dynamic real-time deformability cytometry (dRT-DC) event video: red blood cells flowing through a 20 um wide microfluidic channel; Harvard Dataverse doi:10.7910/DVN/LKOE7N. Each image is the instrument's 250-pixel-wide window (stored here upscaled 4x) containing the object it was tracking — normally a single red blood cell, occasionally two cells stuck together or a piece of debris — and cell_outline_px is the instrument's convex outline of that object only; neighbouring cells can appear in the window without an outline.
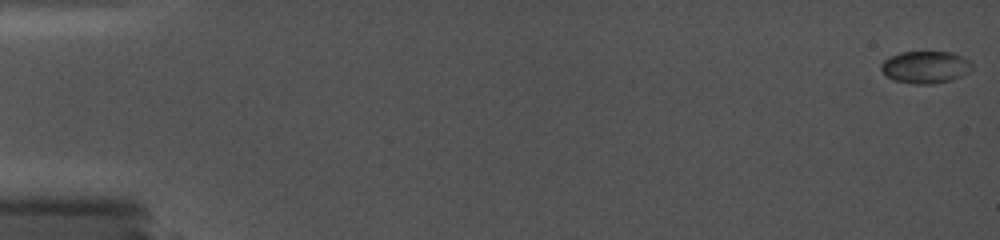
{"species": "common noctule bat (a hibernating species)", "species_latin": "Nyctalus noctula", "temperature_condition": "cold", "stored_images_in_passage": 4, "camera_frame_rate_fps": 5000, "um_per_image_px": 0.085, "animal": {"sex": "female", "body_mass_g": 19.0, "forearm_length_mm": 56.7}, "frame": {"image": 1, "passage_image": 1, "time_ms": 0.0, "image_size_px": [1000, 240], "cell_outline_px": [[972, 68], [968, 72], [960, 76], [948, 80], [932, 84], [912, 84], [892, 80], [884, 76], [880, 68], [880, 64], [884, 60], [900, 52], [952, 52], [964, 56], [972, 64]], "centroid_in_image_um": [78.62, 5.71], "position_along_channel_um": 6.4, "area_um2": 17.17}}